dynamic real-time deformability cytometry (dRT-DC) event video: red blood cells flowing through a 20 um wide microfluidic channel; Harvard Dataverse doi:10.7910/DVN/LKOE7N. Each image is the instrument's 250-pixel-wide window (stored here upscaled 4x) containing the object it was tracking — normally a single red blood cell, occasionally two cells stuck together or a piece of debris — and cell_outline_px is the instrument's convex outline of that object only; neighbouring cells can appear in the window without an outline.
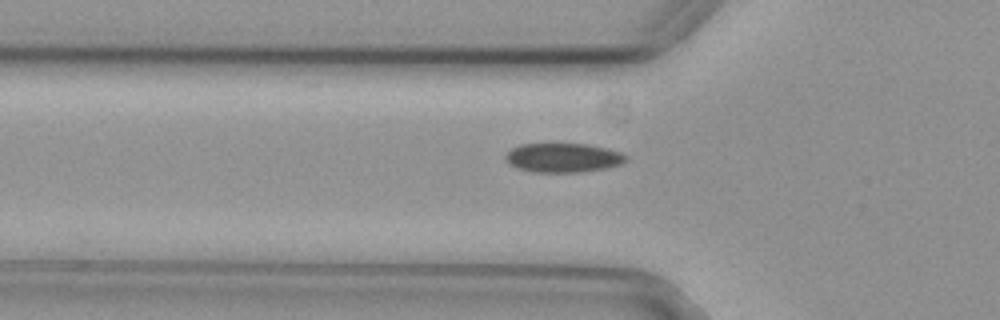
{"species": "common noctule bat (a hibernating species)", "species_latin": "Nyctalus noctula", "temperature_condition": "cold", "stored_images_in_passage": 40, "camera_frame_rate_fps": 3000, "um_per_image_px": 0.085, "animal": {"sex": "female", "body_mass_g": 29.2, "forearm_length_mm": 56.3}, "frame": {"image": 1, "passage_image": 7, "time_ms": 2.0, "image_size_px": [1000, 320], "cell_outline_px": [[628, 156], [620, 164], [604, 168], [580, 172], [532, 172], [516, 168], [508, 164], [504, 160], [504, 156], [512, 148], [520, 144], [584, 144], [604, 148], [620, 152]], "centroid_in_image_um": [47.78, 13.41], "position_along_channel_um": 78.0, "area_um2": 20.35}}
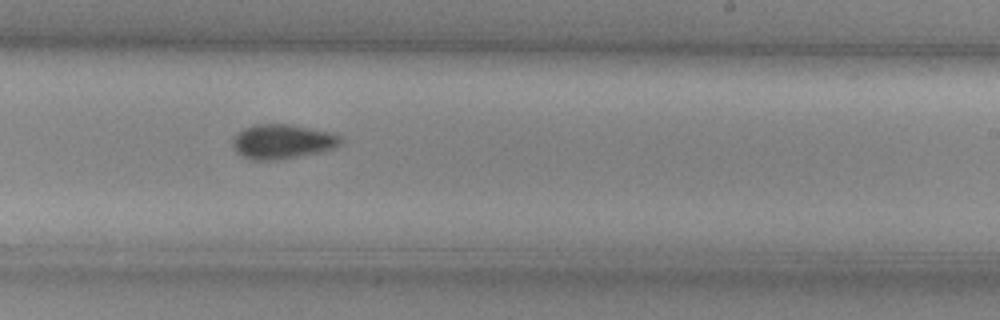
{"frame": {"image": 2, "passage_image": 22, "time_ms": 7.0, "image_size_px": [1000, 320], "cell_outline_px": [[344, 140], [340, 144], [332, 148], [316, 152], [276, 160], [252, 160], [236, 152], [232, 144], [232, 136], [236, 132], [252, 124], [292, 124], [332, 132], [340, 136]], "centroid_in_image_um": [23.96, 12.0], "position_along_channel_um": 265.0, "area_um2": 21.79}}
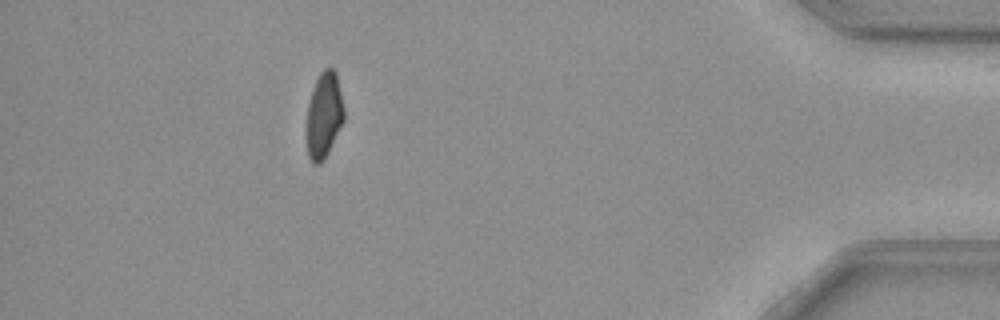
{"frame": {"image": 3, "passage_image": 38, "time_ms": 12.333, "image_size_px": [1000, 320], "cell_outline_px": [[344, 120], [328, 152], [320, 164], [312, 164], [308, 156], [308, 104], [316, 80], [320, 72], [324, 68], [332, 68], [336, 72], [344, 108]], "centroid_in_image_um": [27.56, 9.78], "position_along_channel_um": 407.6, "area_um2": 18.26}}